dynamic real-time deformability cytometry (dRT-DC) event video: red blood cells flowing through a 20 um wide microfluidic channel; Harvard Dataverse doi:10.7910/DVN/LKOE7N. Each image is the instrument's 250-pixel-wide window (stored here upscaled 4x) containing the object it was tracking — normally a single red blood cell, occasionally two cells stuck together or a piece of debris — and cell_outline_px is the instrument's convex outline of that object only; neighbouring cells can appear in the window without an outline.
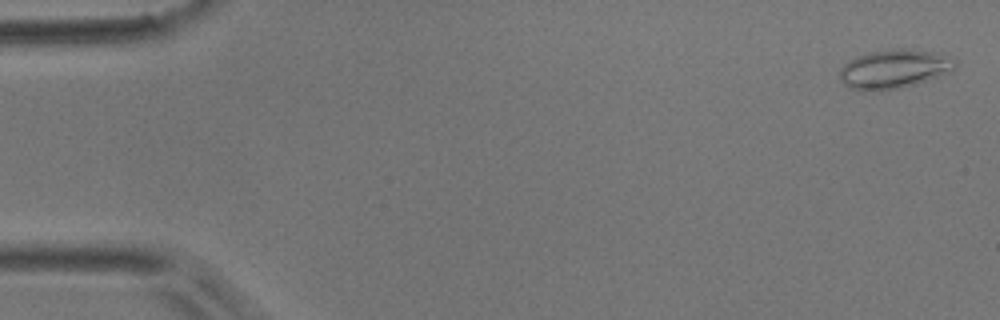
{"species": "common noctule bat (a hibernating species)", "species_latin": "Nyctalus noctula", "temperature_condition": "room temperature", "stored_images_in_passage": 52, "camera_frame_rate_fps": 3000, "um_per_image_px": 0.085, "animal": {"sex": "male", "body_mass_g": 17.9}, "frame": {"image": 1, "passage_image": 2, "time_ms": 0.333, "image_size_px": [1000, 320], "cell_outline_px": [[956, 68], [952, 72], [916, 84], [900, 88], [880, 92], [864, 92], [852, 88], [844, 84], [840, 80], [840, 68], [848, 60], [856, 56], [868, 52], [892, 48], [908, 48], [940, 52], [956, 56]], "centroid_in_image_um": [76.06, 5.85], "position_along_channel_um": 8.9, "area_um2": 27.28}}
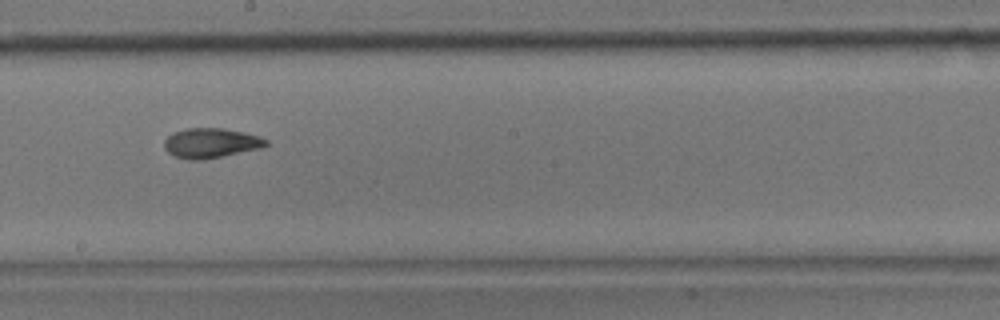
{"frame": {"image": 2, "passage_image": 30, "time_ms": 9.667, "image_size_px": [1000, 320], "cell_outline_px": [[268, 144], [264, 148], [204, 160], [188, 160], [176, 156], [168, 152], [164, 148], [164, 140], [172, 132], [184, 128], [224, 128], [244, 132], [268, 140]], "centroid_in_image_um": [17.92, 12.16], "position_along_channel_um": 230.3, "area_um2": 17.92}}
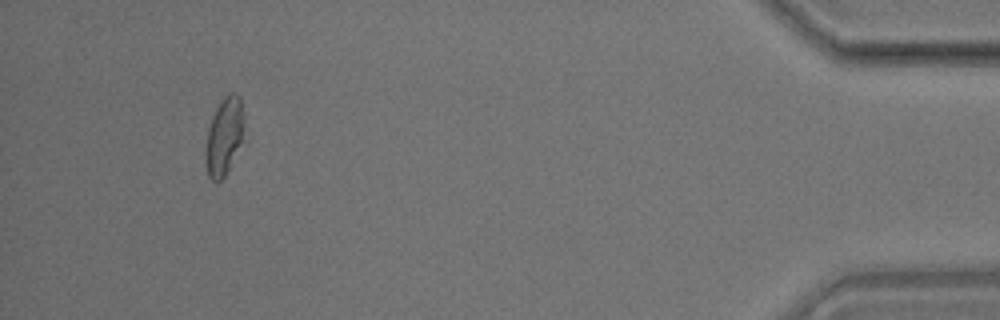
{"frame": {"image": 3, "passage_image": 50, "time_ms": 16.333, "image_size_px": [1000, 320], "cell_outline_px": [[244, 140], [228, 172], [220, 180], [212, 180], [208, 176], [204, 160], [204, 152], [208, 128], [212, 116], [216, 108], [224, 96], [228, 92], [236, 92], [240, 96], [244, 116]], "centroid_in_image_um": [19.07, 11.58], "position_along_channel_um": 416.1, "area_um2": 18.09}, "authors_computed_cell_mechanics": {"area_um2": 18.3226, "velocity_mm_per_s": 3.7946, "shape_relaxation_time_tau1_ms": 4.6441, "shape_relaxation_time_tau2_ms": 1.7972, "deformation_change_tau1": 0.1487, "deformation_change_tau2": 0.0782}}